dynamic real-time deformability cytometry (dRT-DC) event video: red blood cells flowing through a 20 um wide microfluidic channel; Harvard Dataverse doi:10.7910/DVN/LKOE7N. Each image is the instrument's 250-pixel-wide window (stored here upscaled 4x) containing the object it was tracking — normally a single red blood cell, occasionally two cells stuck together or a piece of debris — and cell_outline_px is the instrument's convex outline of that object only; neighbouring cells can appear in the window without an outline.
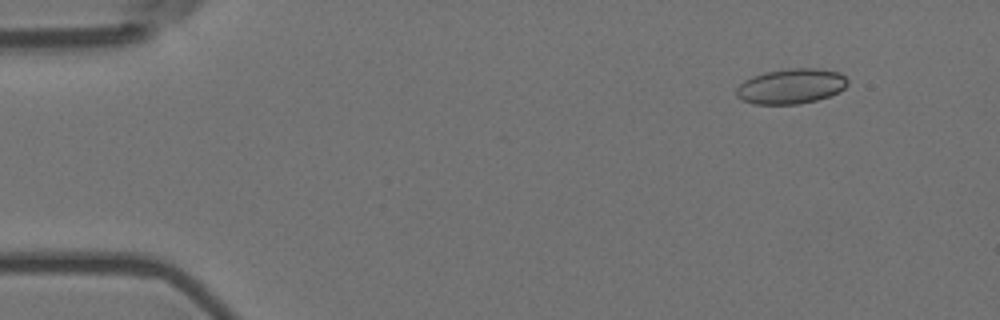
{"species": "Egyptian fruit bat (a non-hibernating species)", "species_latin": "Rousettus aegyptiacus", "temperature_condition": "room temperature", "stored_images_in_passage": 28, "camera_frame_rate_fps": 3000, "um_per_image_px": 0.085, "animal": {"sex": "female"}, "frame": {"image": 1, "passage_image": 1, "time_ms": 0.0, "image_size_px": [1000, 320], "cell_outline_px": [[848, 84], [840, 92], [816, 100], [796, 104], [752, 104], [740, 100], [736, 96], [736, 88], [744, 80], [752, 76], [764, 72], [788, 68], [820, 68], [840, 72], [848, 80]], "centroid_in_image_um": [67.23, 7.32], "position_along_channel_um": 17.8, "area_um2": 23.06}}
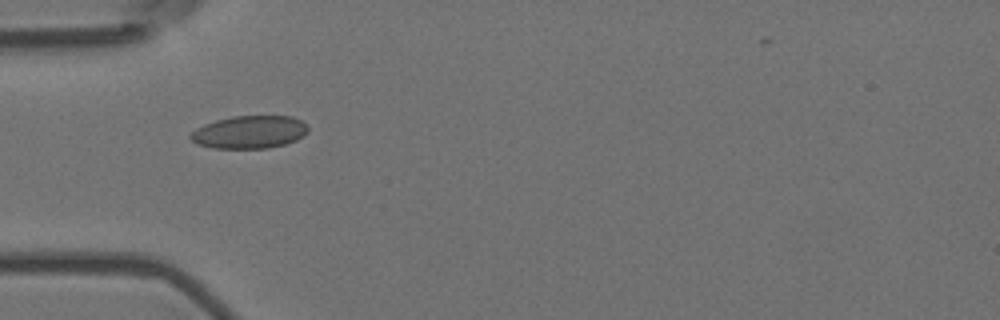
{"frame": {"image": 2, "passage_image": 13, "time_ms": 4.0, "image_size_px": [1000, 320], "cell_outline_px": [[308, 132], [304, 136], [296, 140], [284, 144], [268, 148], [212, 148], [196, 144], [188, 136], [196, 128], [204, 124], [216, 120], [232, 116], [292, 116], [308, 124]], "centroid_in_image_um": [21.21, 11.22], "position_along_channel_um": 63.8, "area_um2": 22.6}}
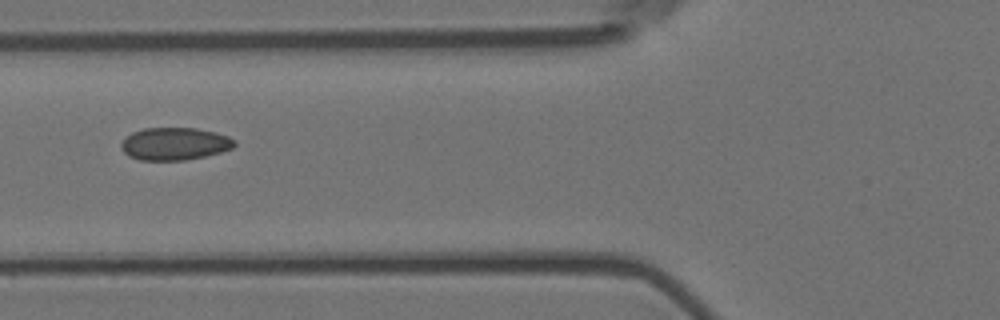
{"frame": {"image": 3, "passage_image": 17, "time_ms": 5.333, "image_size_px": [1000, 320], "cell_outline_px": [[236, 144], [232, 148], [220, 152], [204, 156], [184, 160], [140, 160], [128, 156], [120, 148], [120, 144], [132, 132], [144, 128], [196, 128], [228, 136], [236, 140]], "centroid_in_image_um": [14.83, 12.22], "position_along_channel_um": 111.0, "area_um2": 21.39}}